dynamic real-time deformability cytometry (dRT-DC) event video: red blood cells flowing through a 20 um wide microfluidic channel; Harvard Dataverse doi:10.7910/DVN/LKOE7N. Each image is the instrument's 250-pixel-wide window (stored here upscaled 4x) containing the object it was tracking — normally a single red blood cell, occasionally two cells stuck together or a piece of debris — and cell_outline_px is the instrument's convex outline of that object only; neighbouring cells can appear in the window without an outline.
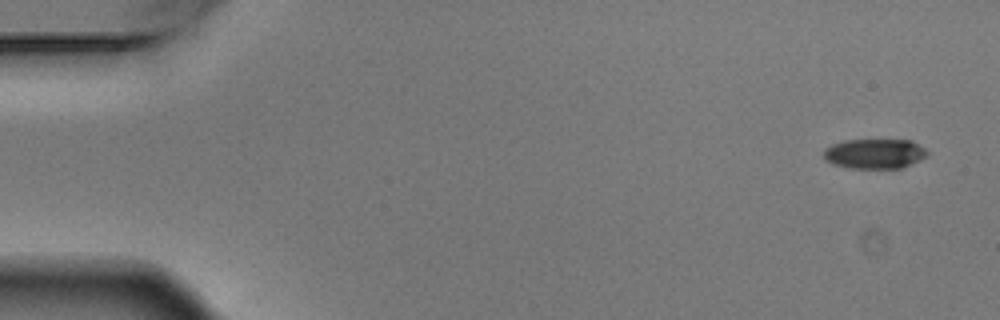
{"species": "Egyptian fruit bat (a non-hibernating species)", "species_latin": "Rousettus aegyptiacus", "temperature_condition": "warm", "stored_images_in_passage": 4, "camera_frame_rate_fps": 3000, "um_per_image_px": 0.085, "animal": {"sex": "male"}, "frame": {"image": 1, "passage_image": 1, "time_ms": 0.0, "image_size_px": [1000, 320], "cell_outline_px": [[928, 152], [920, 160], [900, 168], [852, 168], [832, 164], [824, 160], [824, 148], [832, 144], [844, 140], [912, 140], [924, 148]], "centroid_in_image_um": [74.3, 13.06], "position_along_channel_um": 10.7, "area_um2": 17.98}}
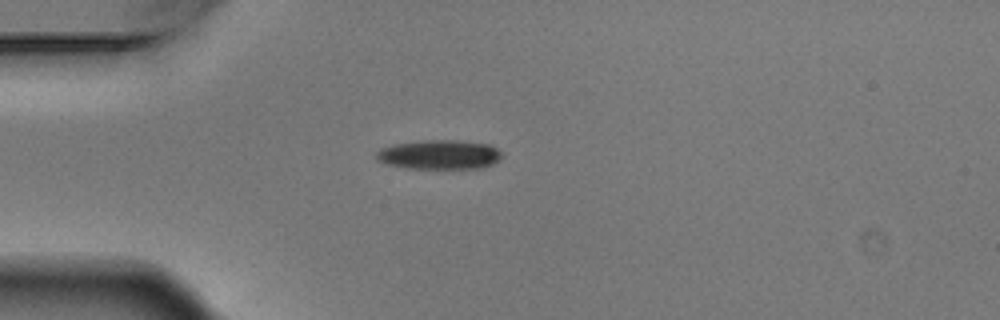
{"frame": {"image": 2, "passage_image": 4, "time_ms": 1.0, "image_size_px": [1000, 320], "cell_outline_px": [[504, 156], [500, 160], [492, 164], [480, 168], [404, 168], [388, 164], [376, 160], [376, 152], [380, 148], [392, 144], [424, 140], [460, 140], [488, 144], [496, 148]], "centroid_in_image_um": [37.33, 13.13], "position_along_channel_um": 47.7, "area_um2": 21.62}}